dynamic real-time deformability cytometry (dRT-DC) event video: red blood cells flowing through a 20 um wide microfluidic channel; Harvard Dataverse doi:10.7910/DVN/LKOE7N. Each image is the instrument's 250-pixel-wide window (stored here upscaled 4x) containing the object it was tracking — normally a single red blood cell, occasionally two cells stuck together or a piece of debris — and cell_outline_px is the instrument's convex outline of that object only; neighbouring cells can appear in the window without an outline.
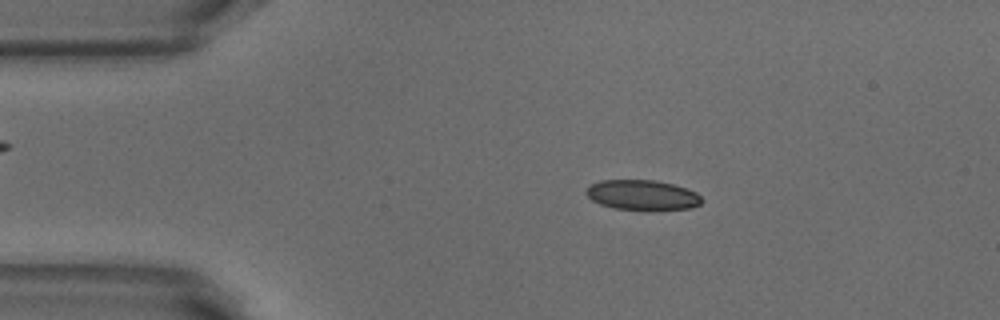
{"species": "common noctule bat (a hibernating species)", "species_latin": "Nyctalus noctula", "temperature_condition": "warm", "stored_images_in_passage": 51, "camera_frame_rate_fps": 3000, "um_per_image_px": 0.085, "animal": {"sex": "male", "body_mass_g": 18.8}, "frame": {"image": 1, "passage_image": 9, "time_ms": 2.667, "image_size_px": [1000, 320], "cell_outline_px": [[704, 200], [700, 204], [692, 208], [616, 208], [600, 204], [592, 200], [584, 192], [592, 184], [600, 180], [656, 180], [672, 184], [696, 192]], "centroid_in_image_um": [54.59, 16.54], "position_along_channel_um": 30.4, "area_um2": 19.59}}
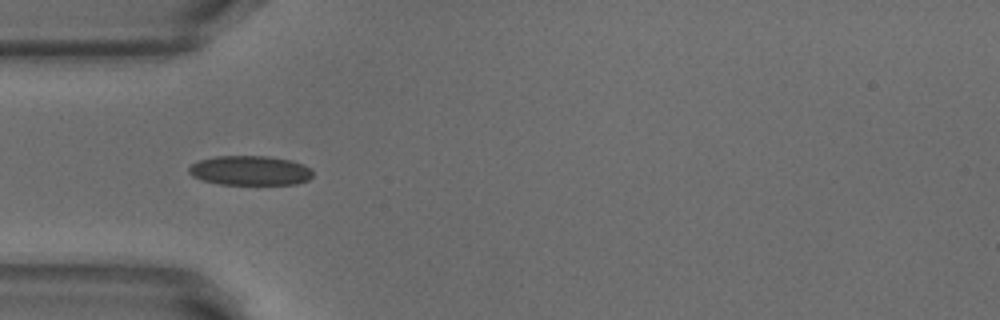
{"frame": {"image": 2, "passage_image": 15, "time_ms": 4.667, "image_size_px": [1000, 320], "cell_outline_px": [[312, 176], [308, 180], [296, 184], [220, 184], [204, 180], [192, 176], [188, 172], [188, 168], [192, 164], [200, 160], [216, 156], [268, 156], [292, 160], [304, 164], [312, 168]], "centroid_in_image_um": [21.29, 14.49], "position_along_channel_um": 63.7, "area_um2": 21.39}}
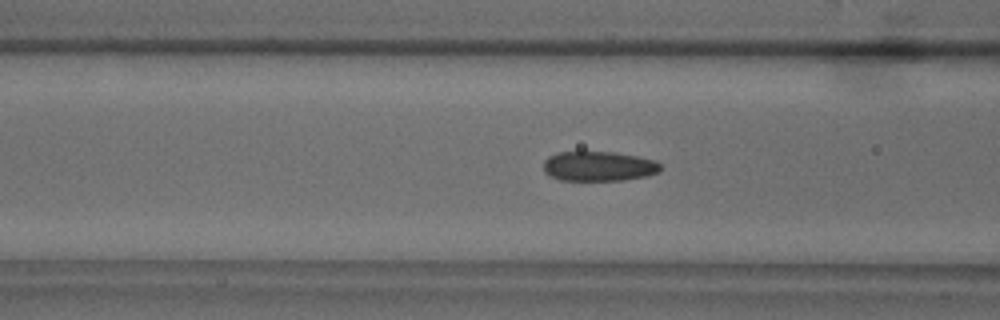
{"frame": {"image": 3, "passage_image": 19, "time_ms": 6.0, "image_size_px": [1000, 320], "cell_outline_px": [[660, 172], [648, 176], [620, 180], [560, 180], [548, 176], [544, 172], [544, 160], [548, 156], [556, 152], [612, 152], [636, 156], [656, 160], [660, 164]], "centroid_in_image_um": [50.87, 14.13], "position_along_channel_um": 115.7, "area_um2": 20.4}, "authors_computed_cell_mechanics": {"area_um2": 20.519, "velocity_mm_per_s": 3.8619, "shape_relaxation_time_tau1_ms": 6.6554, "shape_relaxation_time_tau2_ms": 0.8336, "deformation_change_tau1": 0.1568, "deformation_change_tau2": 0.062}}